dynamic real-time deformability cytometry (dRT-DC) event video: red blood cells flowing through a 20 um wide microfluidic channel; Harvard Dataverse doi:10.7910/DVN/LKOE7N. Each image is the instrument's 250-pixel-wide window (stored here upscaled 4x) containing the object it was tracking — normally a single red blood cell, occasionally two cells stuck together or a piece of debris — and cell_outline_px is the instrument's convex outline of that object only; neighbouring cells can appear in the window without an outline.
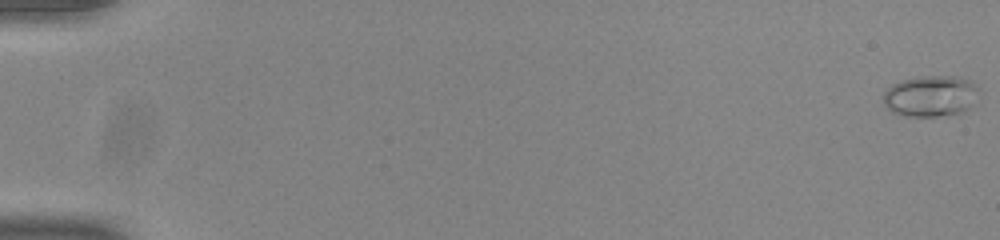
{"species": "common noctule bat (a hibernating species)", "species_latin": "Nyctalus noctula", "temperature_condition": "room temperature", "stored_images_in_passage": 55, "camera_frame_rate_fps": 3000, "um_per_image_px": 0.085, "animal": {"sex": "male", "body_mass_g": 20.0, "forearm_length_mm": 53.3}, "frame": {"image": 1, "passage_image": 1, "time_ms": 0.0, "image_size_px": [1000, 240], "cell_outline_px": [[976, 104], [960, 112], [940, 116], [904, 116], [892, 112], [884, 104], [884, 92], [892, 84], [900, 80], [920, 76], [956, 76], [972, 80], [976, 88]], "centroid_in_image_um": [79.09, 8.15], "position_along_channel_um": 5.9, "area_um2": 22.95}}
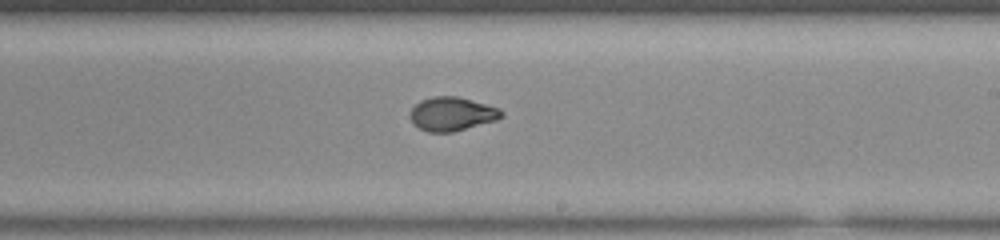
{"frame": {"image": 2, "passage_image": 34, "time_ms": 11.0, "image_size_px": [1000, 240], "cell_outline_px": [[504, 116], [496, 120], [452, 132], [428, 132], [412, 124], [408, 116], [412, 108], [420, 100], [432, 96], [456, 96], [500, 108], [504, 112]], "centroid_in_image_um": [38.39, 9.68], "position_along_channel_um": 250.6, "area_um2": 18.03}}
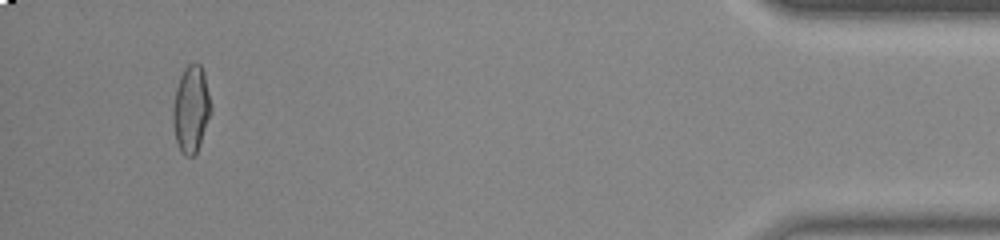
{"frame": {"image": 3, "passage_image": 52, "time_ms": 17.0, "image_size_px": [1000, 240], "cell_outline_px": [[212, 112], [200, 144], [196, 152], [192, 156], [184, 156], [180, 152], [176, 140], [172, 120], [172, 108], [176, 88], [180, 76], [184, 68], [188, 64], [200, 64], [204, 72], [212, 108]], "centroid_in_image_um": [16.24, 9.29], "position_along_channel_um": 419.0, "area_um2": 19.36}, "authors_computed_cell_mechanics": {"area_um2": 18.0914, "velocity_mm_per_s": 3.896, "shape_relaxation_time_tau1_ms": 4.795, "shape_relaxation_time_tau2_ms": 0.9461, "deformation_change_tau1": 0.1712, "deformation_change_tau2": 0.0496}}